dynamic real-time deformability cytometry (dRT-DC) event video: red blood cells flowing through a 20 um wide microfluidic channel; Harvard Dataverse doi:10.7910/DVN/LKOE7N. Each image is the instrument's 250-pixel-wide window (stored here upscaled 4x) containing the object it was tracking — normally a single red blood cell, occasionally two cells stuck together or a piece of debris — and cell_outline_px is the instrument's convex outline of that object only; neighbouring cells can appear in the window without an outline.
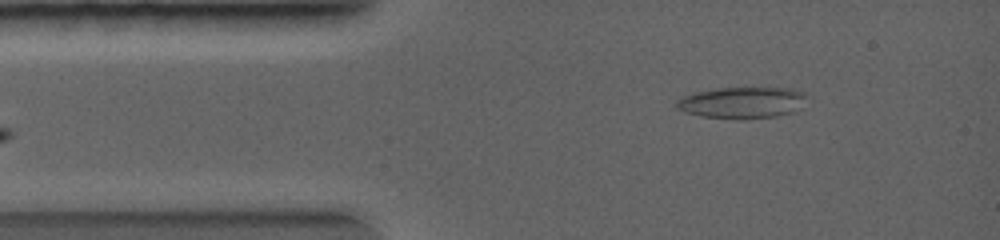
{"species": "common noctule bat (a hibernating species)", "species_latin": "Nyctalus noctula", "temperature_condition": "warm", "stored_images_in_passage": 4, "camera_frame_rate_fps": 5000, "um_per_image_px": 0.085, "animal": {"sex": "female", "body_mass_g": 19.0, "forearm_length_mm": 56.7}, "frame": {"image": 1, "passage_image": 4, "time_ms": 2.0, "image_size_px": [1000, 240], "cell_outline_px": [[808, 96], [800, 108], [792, 112], [776, 116], [740, 120], [736, 120], [700, 116], [684, 112], [676, 108], [676, 104], [680, 96], [696, 92], [716, 88], [788, 88], [804, 92]], "centroid_in_image_um": [63.06, 8.73], "position_along_channel_um": 21.9, "area_um2": 24.16}}